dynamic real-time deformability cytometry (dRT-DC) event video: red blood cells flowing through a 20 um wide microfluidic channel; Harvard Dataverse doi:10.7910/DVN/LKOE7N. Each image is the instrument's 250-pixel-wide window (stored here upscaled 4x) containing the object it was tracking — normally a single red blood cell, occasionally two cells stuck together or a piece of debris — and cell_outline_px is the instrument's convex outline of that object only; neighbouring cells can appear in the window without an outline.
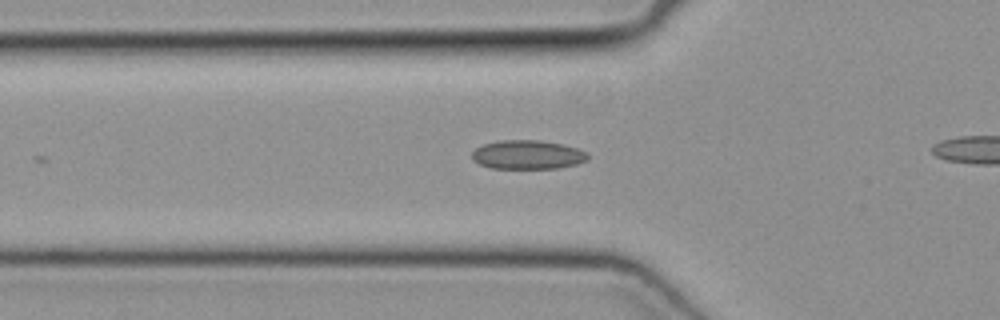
{"species": "common noctule bat (a hibernating species)", "species_latin": "Nyctalus noctula", "temperature_condition": "cold", "stored_images_in_passage": 7, "camera_frame_rate_fps": 3000, "um_per_image_px": 0.085, "animal": {"sex": "female", "body_mass_g": 19.3, "forearm_length_mm": 54.1}, "frame": {"image": 1, "passage_image": 3, "time_ms": 0.667, "image_size_px": [1000, 320], "cell_outline_px": [[588, 160], [576, 164], [560, 168], [492, 168], [480, 164], [472, 160], [472, 152], [476, 148], [484, 144], [500, 140], [540, 140], [560, 144], [576, 148], [588, 152]], "centroid_in_image_um": [44.85, 13.15], "position_along_channel_um": 81.0, "area_um2": 19.48}}